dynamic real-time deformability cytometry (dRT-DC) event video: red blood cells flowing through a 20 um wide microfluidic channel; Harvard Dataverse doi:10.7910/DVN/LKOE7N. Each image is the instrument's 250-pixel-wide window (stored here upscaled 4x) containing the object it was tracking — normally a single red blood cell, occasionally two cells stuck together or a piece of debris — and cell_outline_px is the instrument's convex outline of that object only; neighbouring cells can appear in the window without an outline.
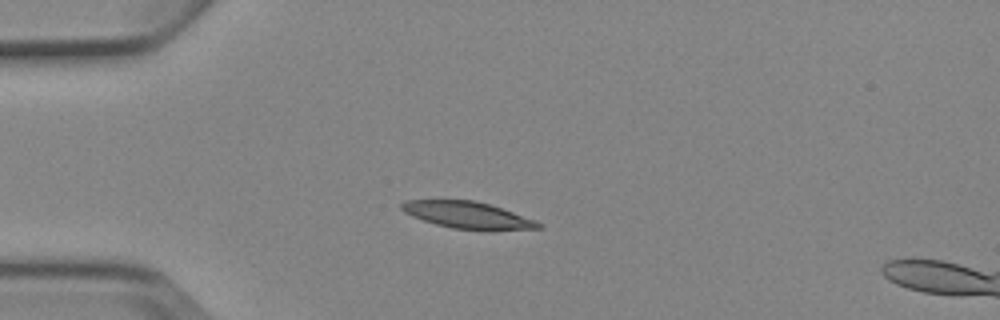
{"species": "Egyptian fruit bat (a non-hibernating species)", "species_latin": "Rousettus aegyptiacus", "temperature_condition": "cold", "stored_images_in_passage": 8, "camera_frame_rate_fps": 3000, "um_per_image_px": 0.085, "animal": {"sex": "female"}, "frame": {"image": 1, "passage_image": 3, "time_ms": 3.333, "image_size_px": [1000, 320], "cell_outline_px": [[544, 228], [452, 228], [436, 224], [412, 216], [404, 212], [400, 208], [400, 204], [404, 200], [476, 200], [536, 220], [544, 224]], "centroid_in_image_um": [39.67, 18.24], "position_along_channel_um": 45.3, "area_um2": 20.52}}
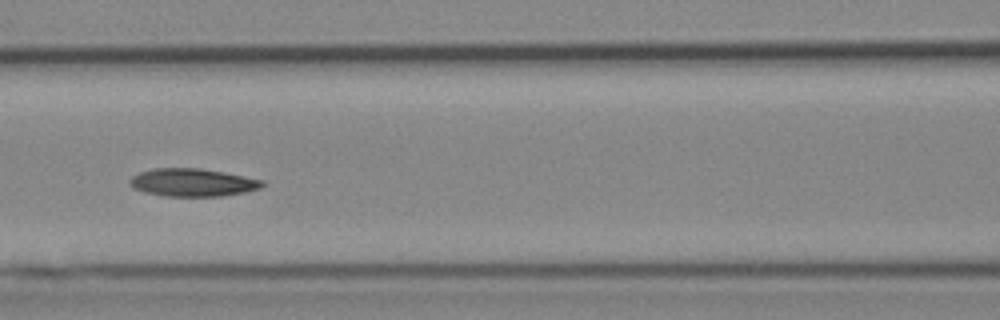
{"frame": {"image": 2, "passage_image": 6, "time_ms": 6.667, "image_size_px": [1000, 320], "cell_outline_px": [[264, 184], [260, 188], [244, 192], [220, 196], [164, 196], [144, 192], [132, 188], [128, 184], [128, 180], [132, 176], [140, 172], [152, 168], [200, 168], [224, 172], [264, 180]], "centroid_in_image_um": [16.32, 15.5], "position_along_channel_um": 150.3, "area_um2": 21.62}}
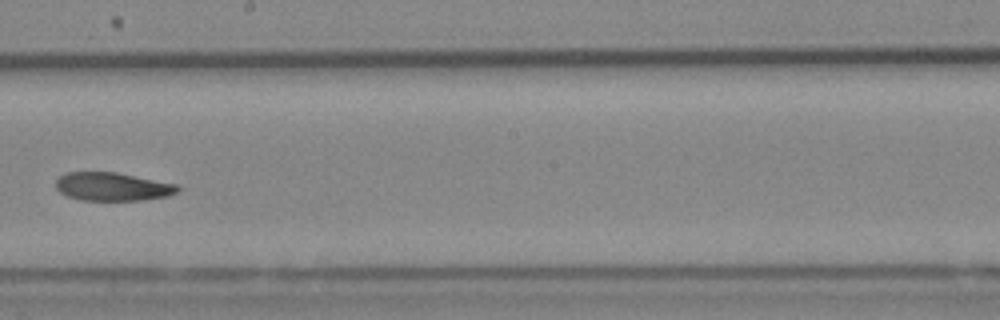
{"frame": {"image": 3, "passage_image": 8, "time_ms": 9.0, "image_size_px": [1000, 320], "cell_outline_px": [[180, 188], [176, 192], [168, 196], [144, 200], [80, 200], [68, 196], [60, 192], [56, 188], [56, 180], [64, 172], [116, 172], [180, 184]], "centroid_in_image_um": [9.59, 15.86], "position_along_channel_um": 238.6, "area_um2": 20.29}}